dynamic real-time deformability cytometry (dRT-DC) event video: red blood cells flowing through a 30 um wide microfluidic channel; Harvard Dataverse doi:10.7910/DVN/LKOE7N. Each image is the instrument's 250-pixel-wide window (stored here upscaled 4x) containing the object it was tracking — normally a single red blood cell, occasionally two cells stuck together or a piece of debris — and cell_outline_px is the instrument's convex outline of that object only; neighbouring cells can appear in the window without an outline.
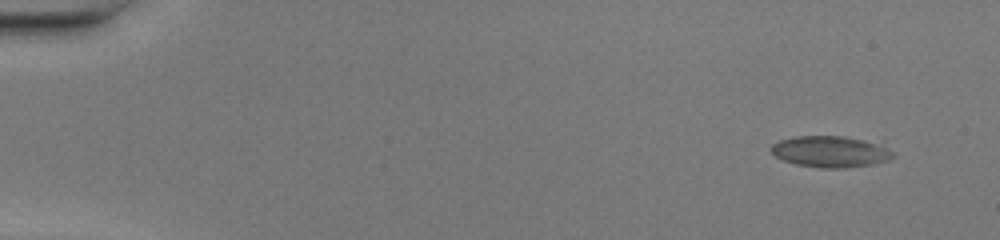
{"species": "common noctule bat (a hibernating species)", "species_latin": "Nyctalus noctula", "temperature_condition": "warm", "stored_images_in_passage": 46, "camera_frame_rate_fps": 3000, "um_per_image_px": 0.085, "animal": {"sex": "female", "body_mass_g": 20.0, "forearm_length_mm": 54.0}, "frame": {"image": 1, "passage_image": 1, "time_ms": 0.0, "image_size_px": [1000, 240], "cell_outline_px": [[896, 156], [888, 160], [872, 164], [844, 168], [820, 168], [796, 164], [784, 160], [776, 156], [768, 148], [772, 144], [780, 140], [792, 136], [844, 136], [884, 140], [896, 152]], "centroid_in_image_um": [70.75, 12.85], "position_along_channel_um": 14.2, "area_um2": 23.29}}
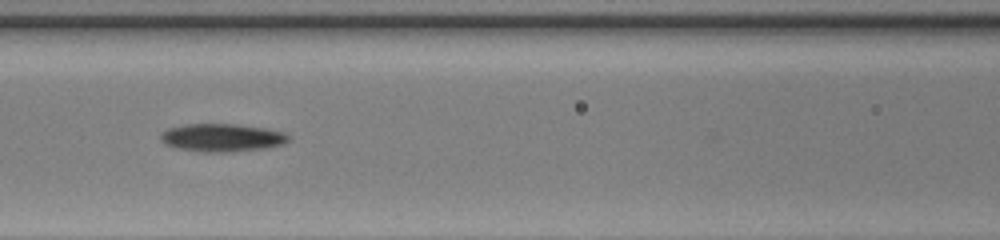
{"frame": {"image": 2, "passage_image": 20, "time_ms": 6.333, "image_size_px": [1000, 240], "cell_outline_px": [[292, 136], [284, 144], [264, 148], [228, 152], [204, 152], [176, 148], [164, 144], [160, 140], [160, 136], [168, 128], [188, 124], [236, 124], [268, 128], [284, 132]], "centroid_in_image_um": [18.9, 11.7], "position_along_channel_um": 147.7, "area_um2": 20.92}}
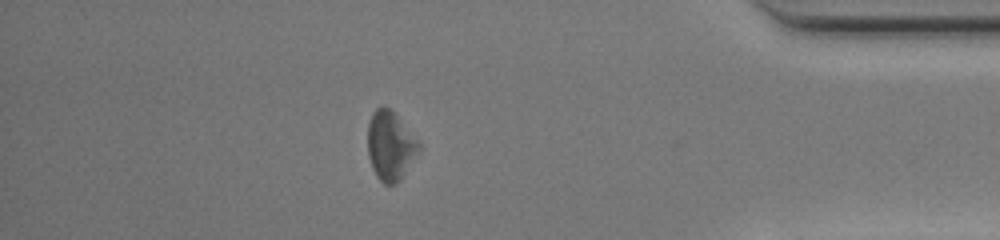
{"frame": {"image": 3, "passage_image": 40, "time_ms": 13.0, "image_size_px": [1000, 240], "cell_outline_px": [[420, 148], [400, 180], [396, 184], [384, 184], [376, 176], [372, 168], [368, 156], [368, 124], [372, 112], [376, 108], [388, 108], [396, 116], [420, 144]], "centroid_in_image_um": [33.14, 12.43], "position_along_channel_um": 402.1, "area_um2": 20.0}, "authors_computed_cell_mechanics": {"area_um2": 20.808, "velocity_mm_per_s": 4.3066, "shape_relaxation_time_tau1_ms": 4.5335, "shape_relaxation_time_tau2_ms": null, "deformation_change_tau1": 0.1399, "deformation_change_tau2": null}}